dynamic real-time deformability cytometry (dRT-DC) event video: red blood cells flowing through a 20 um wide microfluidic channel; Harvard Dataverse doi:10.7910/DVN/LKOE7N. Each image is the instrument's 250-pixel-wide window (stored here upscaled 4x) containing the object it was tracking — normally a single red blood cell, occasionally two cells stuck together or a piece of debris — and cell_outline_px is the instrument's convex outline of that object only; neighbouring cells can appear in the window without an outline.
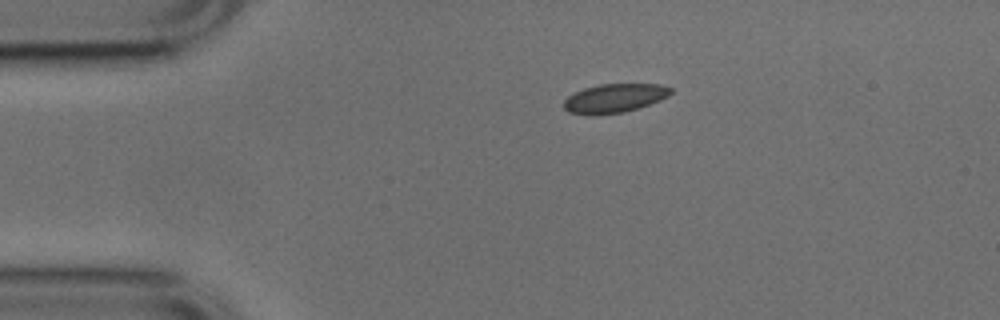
{"species": "common noctule bat (a hibernating species)", "species_latin": "Nyctalus noctula", "temperature_condition": "cold", "stored_images_in_passage": 1, "camera_frame_rate_fps": 3000, "um_per_image_px": 0.085, "animal": {"sex": "male", "body_mass_g": 17.9, "forearm_length_mm": 54.2}, "frame": {"image": 1, "passage_image": 1, "time_ms": 0.0, "image_size_px": [1000, 320], "cell_outline_px": [[672, 92], [668, 96], [660, 100], [624, 112], [592, 116], [568, 112], [564, 108], [564, 100], [568, 96], [584, 88], [600, 84], [660, 84], [672, 88]], "centroid_in_image_um": [52.21, 8.35], "position_along_channel_um": 32.8, "area_um2": 17.98}}